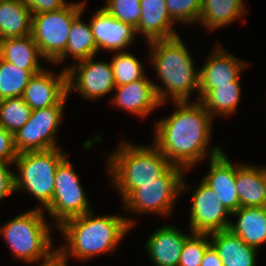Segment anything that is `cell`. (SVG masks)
Instances as JSON below:
<instances>
[{
	"mask_svg": "<svg viewBox=\"0 0 266 266\" xmlns=\"http://www.w3.org/2000/svg\"><path fill=\"white\" fill-rule=\"evenodd\" d=\"M229 230L247 245L259 250L266 244V215L263 207H240L231 213ZM235 221V222H234Z\"/></svg>",
	"mask_w": 266,
	"mask_h": 266,
	"instance_id": "cell-21",
	"label": "cell"
},
{
	"mask_svg": "<svg viewBox=\"0 0 266 266\" xmlns=\"http://www.w3.org/2000/svg\"><path fill=\"white\" fill-rule=\"evenodd\" d=\"M200 266H223L218 252L210 245L204 252L203 260Z\"/></svg>",
	"mask_w": 266,
	"mask_h": 266,
	"instance_id": "cell-37",
	"label": "cell"
},
{
	"mask_svg": "<svg viewBox=\"0 0 266 266\" xmlns=\"http://www.w3.org/2000/svg\"><path fill=\"white\" fill-rule=\"evenodd\" d=\"M209 238L223 266H257L259 250L247 245L229 229L209 233Z\"/></svg>",
	"mask_w": 266,
	"mask_h": 266,
	"instance_id": "cell-20",
	"label": "cell"
},
{
	"mask_svg": "<svg viewBox=\"0 0 266 266\" xmlns=\"http://www.w3.org/2000/svg\"><path fill=\"white\" fill-rule=\"evenodd\" d=\"M240 76L231 85H218L211 88L199 101L204 105L207 113L213 118H229L237 113L242 100V85Z\"/></svg>",
	"mask_w": 266,
	"mask_h": 266,
	"instance_id": "cell-25",
	"label": "cell"
},
{
	"mask_svg": "<svg viewBox=\"0 0 266 266\" xmlns=\"http://www.w3.org/2000/svg\"><path fill=\"white\" fill-rule=\"evenodd\" d=\"M63 148L19 153L13 163L15 193L25 191L44 210L54 193L55 173L59 163L69 154Z\"/></svg>",
	"mask_w": 266,
	"mask_h": 266,
	"instance_id": "cell-6",
	"label": "cell"
},
{
	"mask_svg": "<svg viewBox=\"0 0 266 266\" xmlns=\"http://www.w3.org/2000/svg\"><path fill=\"white\" fill-rule=\"evenodd\" d=\"M42 70H24L0 58V100L21 97L30 79Z\"/></svg>",
	"mask_w": 266,
	"mask_h": 266,
	"instance_id": "cell-28",
	"label": "cell"
},
{
	"mask_svg": "<svg viewBox=\"0 0 266 266\" xmlns=\"http://www.w3.org/2000/svg\"><path fill=\"white\" fill-rule=\"evenodd\" d=\"M134 219L119 213L95 215L94 209L67 219L57 227L64 238V244L57 246V254L67 262L75 259L86 263L96 256L114 253L138 223Z\"/></svg>",
	"mask_w": 266,
	"mask_h": 266,
	"instance_id": "cell-2",
	"label": "cell"
},
{
	"mask_svg": "<svg viewBox=\"0 0 266 266\" xmlns=\"http://www.w3.org/2000/svg\"><path fill=\"white\" fill-rule=\"evenodd\" d=\"M210 245L209 233H192L184 242L178 266H200Z\"/></svg>",
	"mask_w": 266,
	"mask_h": 266,
	"instance_id": "cell-32",
	"label": "cell"
},
{
	"mask_svg": "<svg viewBox=\"0 0 266 266\" xmlns=\"http://www.w3.org/2000/svg\"><path fill=\"white\" fill-rule=\"evenodd\" d=\"M141 17L136 28L137 36L149 43L180 36L175 30L176 23L168 13L165 0H140Z\"/></svg>",
	"mask_w": 266,
	"mask_h": 266,
	"instance_id": "cell-19",
	"label": "cell"
},
{
	"mask_svg": "<svg viewBox=\"0 0 266 266\" xmlns=\"http://www.w3.org/2000/svg\"><path fill=\"white\" fill-rule=\"evenodd\" d=\"M235 185L240 207H263L265 205L263 166L243 163L236 170Z\"/></svg>",
	"mask_w": 266,
	"mask_h": 266,
	"instance_id": "cell-26",
	"label": "cell"
},
{
	"mask_svg": "<svg viewBox=\"0 0 266 266\" xmlns=\"http://www.w3.org/2000/svg\"><path fill=\"white\" fill-rule=\"evenodd\" d=\"M67 95L58 105L34 110L28 122L14 134V146L17 153L59 148L58 134Z\"/></svg>",
	"mask_w": 266,
	"mask_h": 266,
	"instance_id": "cell-10",
	"label": "cell"
},
{
	"mask_svg": "<svg viewBox=\"0 0 266 266\" xmlns=\"http://www.w3.org/2000/svg\"><path fill=\"white\" fill-rule=\"evenodd\" d=\"M32 12L22 0H0V40L31 34Z\"/></svg>",
	"mask_w": 266,
	"mask_h": 266,
	"instance_id": "cell-27",
	"label": "cell"
},
{
	"mask_svg": "<svg viewBox=\"0 0 266 266\" xmlns=\"http://www.w3.org/2000/svg\"><path fill=\"white\" fill-rule=\"evenodd\" d=\"M17 155L14 146V134L0 125V161L13 164Z\"/></svg>",
	"mask_w": 266,
	"mask_h": 266,
	"instance_id": "cell-34",
	"label": "cell"
},
{
	"mask_svg": "<svg viewBox=\"0 0 266 266\" xmlns=\"http://www.w3.org/2000/svg\"><path fill=\"white\" fill-rule=\"evenodd\" d=\"M110 63L114 73L116 86L142 79L146 71L142 61L127 51L114 52Z\"/></svg>",
	"mask_w": 266,
	"mask_h": 266,
	"instance_id": "cell-29",
	"label": "cell"
},
{
	"mask_svg": "<svg viewBox=\"0 0 266 266\" xmlns=\"http://www.w3.org/2000/svg\"><path fill=\"white\" fill-rule=\"evenodd\" d=\"M82 9L83 1L77 0L57 11L32 14L31 36L51 66L65 53L72 22Z\"/></svg>",
	"mask_w": 266,
	"mask_h": 266,
	"instance_id": "cell-8",
	"label": "cell"
},
{
	"mask_svg": "<svg viewBox=\"0 0 266 266\" xmlns=\"http://www.w3.org/2000/svg\"><path fill=\"white\" fill-rule=\"evenodd\" d=\"M246 0H202V9L197 24L203 26L205 31L211 32L227 27L241 19L247 13ZM207 29V30H206Z\"/></svg>",
	"mask_w": 266,
	"mask_h": 266,
	"instance_id": "cell-22",
	"label": "cell"
},
{
	"mask_svg": "<svg viewBox=\"0 0 266 266\" xmlns=\"http://www.w3.org/2000/svg\"><path fill=\"white\" fill-rule=\"evenodd\" d=\"M186 173L182 167L173 165L162 177L148 184H140L121 203L122 211L138 216L172 217L178 198L191 188Z\"/></svg>",
	"mask_w": 266,
	"mask_h": 266,
	"instance_id": "cell-7",
	"label": "cell"
},
{
	"mask_svg": "<svg viewBox=\"0 0 266 266\" xmlns=\"http://www.w3.org/2000/svg\"><path fill=\"white\" fill-rule=\"evenodd\" d=\"M263 209H264V212H265V215H266V205L263 206Z\"/></svg>",
	"mask_w": 266,
	"mask_h": 266,
	"instance_id": "cell-40",
	"label": "cell"
},
{
	"mask_svg": "<svg viewBox=\"0 0 266 266\" xmlns=\"http://www.w3.org/2000/svg\"><path fill=\"white\" fill-rule=\"evenodd\" d=\"M13 164L0 161V202L15 193Z\"/></svg>",
	"mask_w": 266,
	"mask_h": 266,
	"instance_id": "cell-35",
	"label": "cell"
},
{
	"mask_svg": "<svg viewBox=\"0 0 266 266\" xmlns=\"http://www.w3.org/2000/svg\"><path fill=\"white\" fill-rule=\"evenodd\" d=\"M235 163H232L227 154L222 151L217 156L208 159V172L202 177L230 214L240 208L235 179L236 170L244 162Z\"/></svg>",
	"mask_w": 266,
	"mask_h": 266,
	"instance_id": "cell-16",
	"label": "cell"
},
{
	"mask_svg": "<svg viewBox=\"0 0 266 266\" xmlns=\"http://www.w3.org/2000/svg\"><path fill=\"white\" fill-rule=\"evenodd\" d=\"M46 219V213L37 208H30L19 213L0 226L3 238L13 259L26 264H42L57 254L53 246L54 231L57 227ZM56 229V230H55Z\"/></svg>",
	"mask_w": 266,
	"mask_h": 266,
	"instance_id": "cell-5",
	"label": "cell"
},
{
	"mask_svg": "<svg viewBox=\"0 0 266 266\" xmlns=\"http://www.w3.org/2000/svg\"><path fill=\"white\" fill-rule=\"evenodd\" d=\"M152 81L146 74L142 79L116 86L109 102L115 108L141 120L151 116L154 110L162 107Z\"/></svg>",
	"mask_w": 266,
	"mask_h": 266,
	"instance_id": "cell-15",
	"label": "cell"
},
{
	"mask_svg": "<svg viewBox=\"0 0 266 266\" xmlns=\"http://www.w3.org/2000/svg\"><path fill=\"white\" fill-rule=\"evenodd\" d=\"M0 58L24 70H44L47 64L31 34L0 40Z\"/></svg>",
	"mask_w": 266,
	"mask_h": 266,
	"instance_id": "cell-24",
	"label": "cell"
},
{
	"mask_svg": "<svg viewBox=\"0 0 266 266\" xmlns=\"http://www.w3.org/2000/svg\"><path fill=\"white\" fill-rule=\"evenodd\" d=\"M217 42L214 50L199 67V100L211 89L218 85H231L236 81L250 63L240 59L224 49Z\"/></svg>",
	"mask_w": 266,
	"mask_h": 266,
	"instance_id": "cell-13",
	"label": "cell"
},
{
	"mask_svg": "<svg viewBox=\"0 0 266 266\" xmlns=\"http://www.w3.org/2000/svg\"><path fill=\"white\" fill-rule=\"evenodd\" d=\"M22 2L32 14L57 11L69 4L66 0H22Z\"/></svg>",
	"mask_w": 266,
	"mask_h": 266,
	"instance_id": "cell-36",
	"label": "cell"
},
{
	"mask_svg": "<svg viewBox=\"0 0 266 266\" xmlns=\"http://www.w3.org/2000/svg\"><path fill=\"white\" fill-rule=\"evenodd\" d=\"M165 224L155 229L145 241V251L153 266H178L185 240L192 234Z\"/></svg>",
	"mask_w": 266,
	"mask_h": 266,
	"instance_id": "cell-18",
	"label": "cell"
},
{
	"mask_svg": "<svg viewBox=\"0 0 266 266\" xmlns=\"http://www.w3.org/2000/svg\"><path fill=\"white\" fill-rule=\"evenodd\" d=\"M263 183L265 187V205H266V166H263Z\"/></svg>",
	"mask_w": 266,
	"mask_h": 266,
	"instance_id": "cell-39",
	"label": "cell"
},
{
	"mask_svg": "<svg viewBox=\"0 0 266 266\" xmlns=\"http://www.w3.org/2000/svg\"><path fill=\"white\" fill-rule=\"evenodd\" d=\"M67 155L57 166L51 203L43 210L58 227L67 219L92 211L80 177ZM54 220V221H53Z\"/></svg>",
	"mask_w": 266,
	"mask_h": 266,
	"instance_id": "cell-9",
	"label": "cell"
},
{
	"mask_svg": "<svg viewBox=\"0 0 266 266\" xmlns=\"http://www.w3.org/2000/svg\"><path fill=\"white\" fill-rule=\"evenodd\" d=\"M173 103V104H172ZM174 110L153 124V143L172 165L193 170L204 159L223 151L212 145L214 119L200 101L171 102ZM203 160V161H202Z\"/></svg>",
	"mask_w": 266,
	"mask_h": 266,
	"instance_id": "cell-1",
	"label": "cell"
},
{
	"mask_svg": "<svg viewBox=\"0 0 266 266\" xmlns=\"http://www.w3.org/2000/svg\"><path fill=\"white\" fill-rule=\"evenodd\" d=\"M103 6L112 16L137 28L141 17L140 0H106Z\"/></svg>",
	"mask_w": 266,
	"mask_h": 266,
	"instance_id": "cell-33",
	"label": "cell"
},
{
	"mask_svg": "<svg viewBox=\"0 0 266 266\" xmlns=\"http://www.w3.org/2000/svg\"><path fill=\"white\" fill-rule=\"evenodd\" d=\"M31 113L22 97L0 100V125L13 134L28 122Z\"/></svg>",
	"mask_w": 266,
	"mask_h": 266,
	"instance_id": "cell-30",
	"label": "cell"
},
{
	"mask_svg": "<svg viewBox=\"0 0 266 266\" xmlns=\"http://www.w3.org/2000/svg\"><path fill=\"white\" fill-rule=\"evenodd\" d=\"M68 95L73 92L87 101H98L116 87L111 63L96 56L72 64L67 70Z\"/></svg>",
	"mask_w": 266,
	"mask_h": 266,
	"instance_id": "cell-11",
	"label": "cell"
},
{
	"mask_svg": "<svg viewBox=\"0 0 266 266\" xmlns=\"http://www.w3.org/2000/svg\"><path fill=\"white\" fill-rule=\"evenodd\" d=\"M146 45L149 48L148 62L156 72L155 79L161 81L160 84L152 81L161 105L168 102L199 101V68H196V62L181 36L152 41ZM192 94L196 96L193 97Z\"/></svg>",
	"mask_w": 266,
	"mask_h": 266,
	"instance_id": "cell-3",
	"label": "cell"
},
{
	"mask_svg": "<svg viewBox=\"0 0 266 266\" xmlns=\"http://www.w3.org/2000/svg\"><path fill=\"white\" fill-rule=\"evenodd\" d=\"M69 262L62 259L58 254H56L51 260L42 263L36 264V266H68Z\"/></svg>",
	"mask_w": 266,
	"mask_h": 266,
	"instance_id": "cell-38",
	"label": "cell"
},
{
	"mask_svg": "<svg viewBox=\"0 0 266 266\" xmlns=\"http://www.w3.org/2000/svg\"><path fill=\"white\" fill-rule=\"evenodd\" d=\"M56 73L46 67L30 79L21 97L32 111L58 105L68 95L67 71Z\"/></svg>",
	"mask_w": 266,
	"mask_h": 266,
	"instance_id": "cell-17",
	"label": "cell"
},
{
	"mask_svg": "<svg viewBox=\"0 0 266 266\" xmlns=\"http://www.w3.org/2000/svg\"><path fill=\"white\" fill-rule=\"evenodd\" d=\"M118 144L115 151L108 154L105 170L121 203L140 184L153 182L173 166L153 143L145 146L123 138Z\"/></svg>",
	"mask_w": 266,
	"mask_h": 266,
	"instance_id": "cell-4",
	"label": "cell"
},
{
	"mask_svg": "<svg viewBox=\"0 0 266 266\" xmlns=\"http://www.w3.org/2000/svg\"><path fill=\"white\" fill-rule=\"evenodd\" d=\"M91 16L89 22L98 52L128 51L136 42V28L116 19L103 7L97 8Z\"/></svg>",
	"mask_w": 266,
	"mask_h": 266,
	"instance_id": "cell-14",
	"label": "cell"
},
{
	"mask_svg": "<svg viewBox=\"0 0 266 266\" xmlns=\"http://www.w3.org/2000/svg\"><path fill=\"white\" fill-rule=\"evenodd\" d=\"M171 19L180 26L197 24L202 0H165Z\"/></svg>",
	"mask_w": 266,
	"mask_h": 266,
	"instance_id": "cell-31",
	"label": "cell"
},
{
	"mask_svg": "<svg viewBox=\"0 0 266 266\" xmlns=\"http://www.w3.org/2000/svg\"><path fill=\"white\" fill-rule=\"evenodd\" d=\"M198 183L190 197L188 229L192 233H212L228 229L231 214L202 179Z\"/></svg>",
	"mask_w": 266,
	"mask_h": 266,
	"instance_id": "cell-12",
	"label": "cell"
},
{
	"mask_svg": "<svg viewBox=\"0 0 266 266\" xmlns=\"http://www.w3.org/2000/svg\"><path fill=\"white\" fill-rule=\"evenodd\" d=\"M86 4L87 0H83L82 13L72 22L65 53L53 64L60 65L68 60L67 58L71 57L74 60L72 61L73 63L64 66V70H67L72 64L99 55L89 19L86 23L84 20H81L87 7Z\"/></svg>",
	"mask_w": 266,
	"mask_h": 266,
	"instance_id": "cell-23",
	"label": "cell"
}]
</instances>
